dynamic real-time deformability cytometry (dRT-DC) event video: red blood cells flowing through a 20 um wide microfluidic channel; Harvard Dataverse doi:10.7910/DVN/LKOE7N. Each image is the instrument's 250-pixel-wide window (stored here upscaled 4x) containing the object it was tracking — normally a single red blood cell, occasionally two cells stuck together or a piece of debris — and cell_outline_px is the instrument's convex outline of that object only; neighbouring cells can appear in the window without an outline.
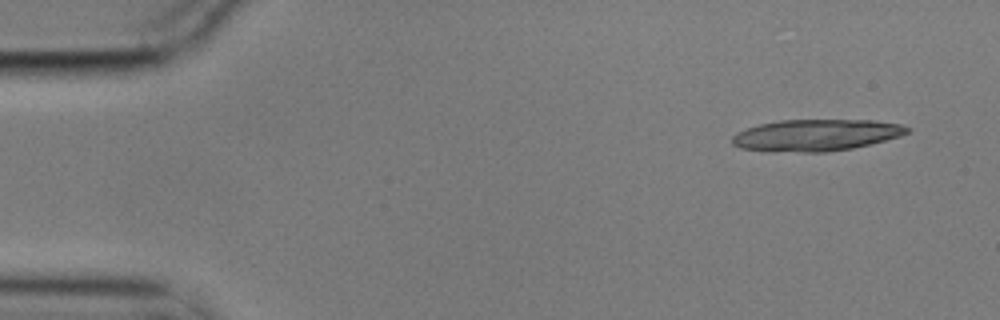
{"species": "common noctule bat (a hibernating species)", "species_latin": "Nyctalus noctula", "temperature_condition": "cold", "stored_images_in_passage": 5, "camera_frame_rate_fps": 3000, "um_per_image_px": 0.085, "animal": {"sex": "male", "body_mass_g": 17.9}, "frame": {"image": 1, "passage_image": 1, "time_ms": 0.0, "image_size_px": [1000, 320], "cell_outline_px": [[912, 128], [908, 132], [900, 136], [852, 148], [828, 152], [768, 152], [740, 148], [732, 144], [732, 136], [736, 132], [760, 124], [780, 120], [872, 120], [900, 124]], "centroid_in_image_um": [69.32, 11.49], "position_along_channel_um": 15.7, "area_um2": 32.37}}
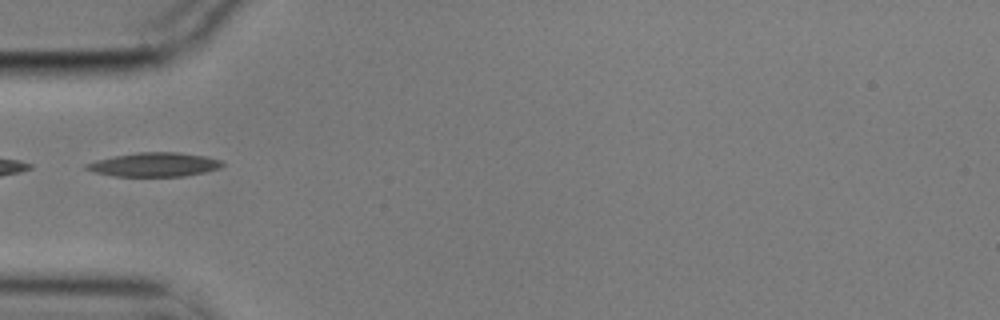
{"frame": {"image": 2, "passage_image": 5, "time_ms": 1.333, "image_size_px": [1000, 320], "cell_outline_px": [[224, 164], [220, 168], [204, 172], [184, 176], [112, 176], [92, 172], [84, 168], [84, 164], [96, 160], [112, 156], [136, 152], [176, 152], [204, 156], [220, 160]], "centroid_in_image_um": [13.05, 13.99], "position_along_channel_um": 71.9, "area_um2": 19.07}}